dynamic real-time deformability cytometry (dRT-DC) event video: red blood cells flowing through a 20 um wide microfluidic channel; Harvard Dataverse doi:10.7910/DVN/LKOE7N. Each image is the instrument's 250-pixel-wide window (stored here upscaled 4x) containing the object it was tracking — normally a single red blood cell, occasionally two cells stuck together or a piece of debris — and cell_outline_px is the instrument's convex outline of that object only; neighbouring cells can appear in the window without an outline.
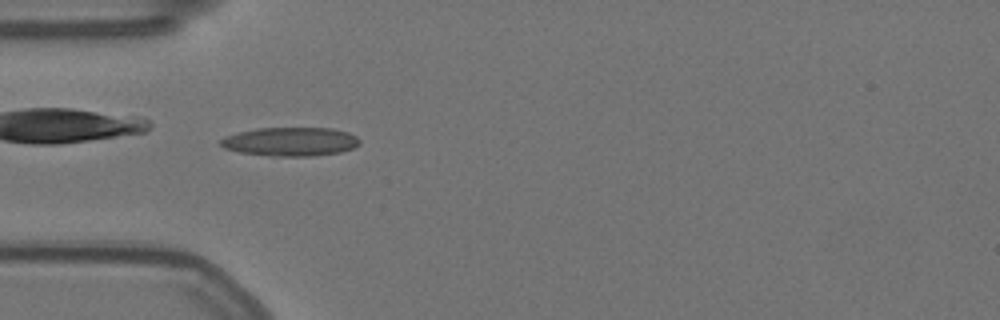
{"species": "Egyptian fruit bat (a non-hibernating species)", "species_latin": "Rousettus aegyptiacus", "temperature_condition": "warm", "stored_images_in_passage": 55, "camera_frame_rate_fps": 3000, "um_per_image_px": 0.085, "animal": {"sex": "female"}, "frame": {"image": 1, "passage_image": 17, "time_ms": 5.333, "image_size_px": [1000, 320], "cell_outline_px": [[360, 144], [352, 148], [340, 152], [308, 156], [272, 156], [240, 152], [224, 148], [220, 144], [220, 140], [224, 136], [256, 128], [332, 128], [348, 132], [356, 136], [360, 140]], "centroid_in_image_um": [24.69, 12.03], "position_along_channel_um": 60.3, "area_um2": 23.24}}
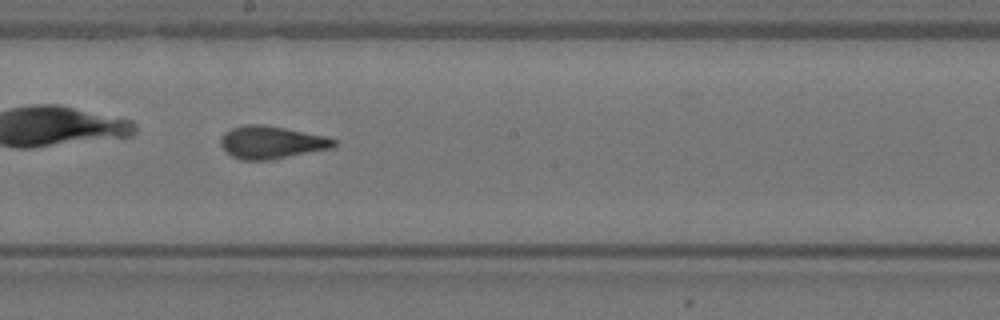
{"frame": {"image": 2, "passage_image": 31, "time_ms": 10.0, "image_size_px": [1000, 320], "cell_outline_px": [[336, 144], [332, 148], [272, 160], [244, 160], [232, 156], [220, 144], [220, 136], [224, 132], [232, 128], [244, 124], [264, 124], [324, 136], [336, 140]], "centroid_in_image_um": [23.05, 12.1], "position_along_channel_um": 225.2, "area_um2": 21.5}}
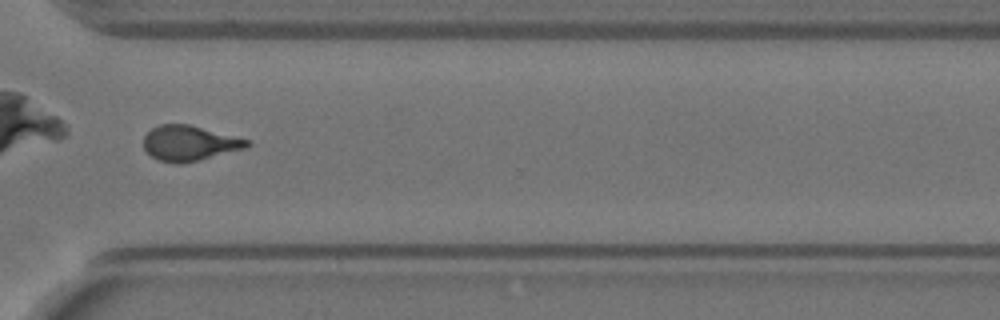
{"frame": {"image": 3, "passage_image": 42, "time_ms": 13.667, "image_size_px": [1000, 320], "cell_outline_px": [[252, 144], [248, 148], [180, 164], [176, 164], [156, 160], [144, 148], [144, 136], [152, 128], [160, 124], [188, 124], [252, 140]], "centroid_in_image_um": [16.14, 12.17], "position_along_channel_um": 354.5, "area_um2": 21.33}, "authors_computed_cell_mechanics": {"area_um2": 21.3282, "velocity_mm_per_s": 3.5426, "shape_relaxation_time_tau1_ms": 5.3301, "shape_relaxation_time_tau2_ms": 1.5918, "deformation_change_tau1": 0.1794, "deformation_change_tau2": 0.0865}}